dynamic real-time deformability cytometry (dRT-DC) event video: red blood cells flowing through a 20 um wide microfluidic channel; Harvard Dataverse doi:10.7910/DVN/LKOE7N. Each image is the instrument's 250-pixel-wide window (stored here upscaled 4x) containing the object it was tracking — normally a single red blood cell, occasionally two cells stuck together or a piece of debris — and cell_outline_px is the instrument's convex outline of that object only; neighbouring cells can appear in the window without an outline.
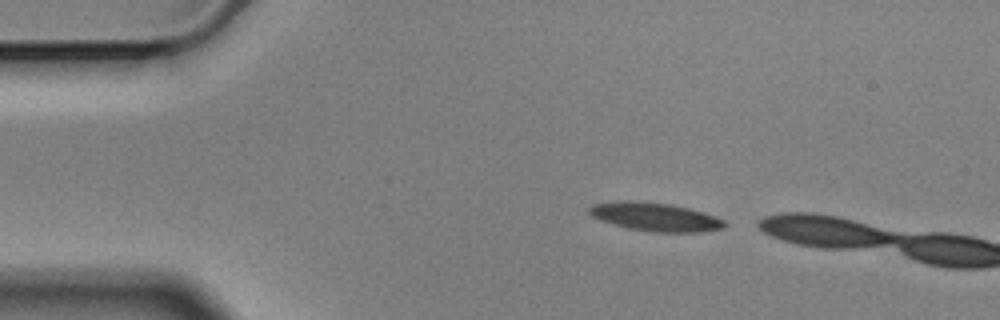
{"species": "Egyptian fruit bat (a non-hibernating species)", "species_latin": "Rousettus aegyptiacus", "temperature_condition": "cold", "stored_images_in_passage": 3, "camera_frame_rate_fps": 3000, "um_per_image_px": 0.085, "animal": {"sex": "male"}, "frame": {"image": 1, "passage_image": 1, "time_ms": 0.0, "image_size_px": [1000, 320], "cell_outline_px": [[728, 224], [724, 228], [696, 232], [652, 232], [628, 228], [600, 220], [592, 216], [588, 212], [588, 208], [592, 204], [620, 200], [628, 200], [672, 204], [688, 208], [724, 220]], "centroid_in_image_um": [55.65, 18.43], "position_along_channel_um": 29.4, "area_um2": 22.31}}